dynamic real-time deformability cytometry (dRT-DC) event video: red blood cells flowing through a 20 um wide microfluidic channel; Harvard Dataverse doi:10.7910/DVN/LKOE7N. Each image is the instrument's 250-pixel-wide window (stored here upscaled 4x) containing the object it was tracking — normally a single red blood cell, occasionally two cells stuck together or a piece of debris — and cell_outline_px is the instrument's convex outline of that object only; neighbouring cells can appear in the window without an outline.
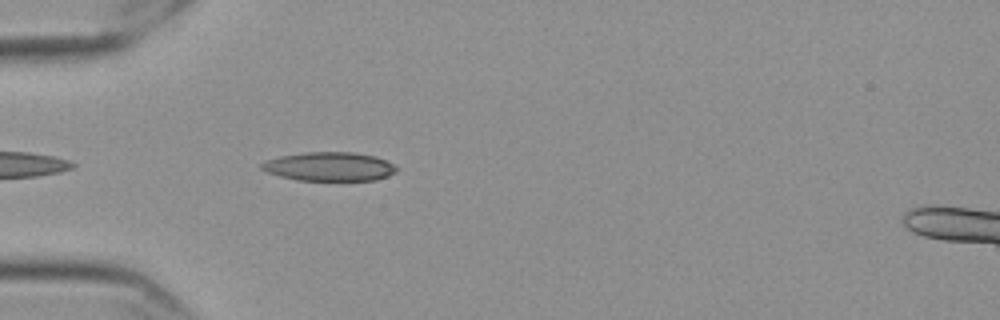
{"species": "Egyptian fruit bat (a non-hibernating species)", "species_latin": "Rousettus aegyptiacus", "temperature_condition": "cold", "stored_images_in_passage": 7, "camera_frame_rate_fps": 3000, "um_per_image_px": 0.085, "frame": {"image": 1, "passage_image": 3, "time_ms": 0.667, "image_size_px": [1000, 320], "cell_outline_px": [[396, 172], [388, 176], [376, 180], [296, 180], [264, 172], [260, 168], [260, 164], [264, 160], [280, 156], [308, 152], [352, 152], [372, 156], [384, 160], [392, 164], [396, 168]], "centroid_in_image_um": [27.92, 14.16], "position_along_channel_um": 57.1, "area_um2": 22.6}}